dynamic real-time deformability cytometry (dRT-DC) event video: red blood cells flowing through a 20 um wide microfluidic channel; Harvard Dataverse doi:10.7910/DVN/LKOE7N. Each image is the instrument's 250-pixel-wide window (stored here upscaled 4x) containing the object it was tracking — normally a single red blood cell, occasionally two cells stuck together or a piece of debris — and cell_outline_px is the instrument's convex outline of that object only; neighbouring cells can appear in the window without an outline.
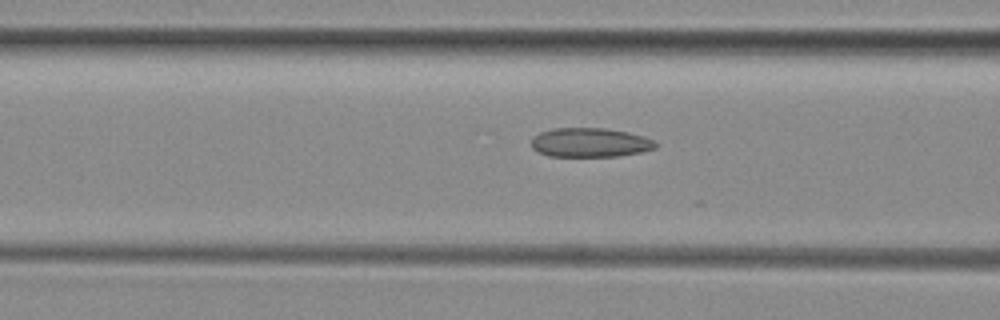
{"species": "common noctule bat (a hibernating species)", "species_latin": "Nyctalus noctula", "temperature_condition": "room temperature", "stored_images_in_passage": 25, "camera_frame_rate_fps": 3000, "um_per_image_px": 0.085, "animal": {"sex": "female", "body_mass_g": 29.2, "forearm_length_mm": 56.3}, "frame": {"image": 1, "passage_image": 14, "time_ms": 4.333, "image_size_px": [1000, 320], "cell_outline_px": [[660, 144], [656, 148], [640, 152], [616, 156], [548, 156], [536, 152], [532, 148], [532, 136], [540, 132], [552, 128], [604, 128], [628, 132], [644, 136]], "centroid_in_image_um": [50.13, 12.11], "position_along_channel_um": 116.5, "area_um2": 21.27}}
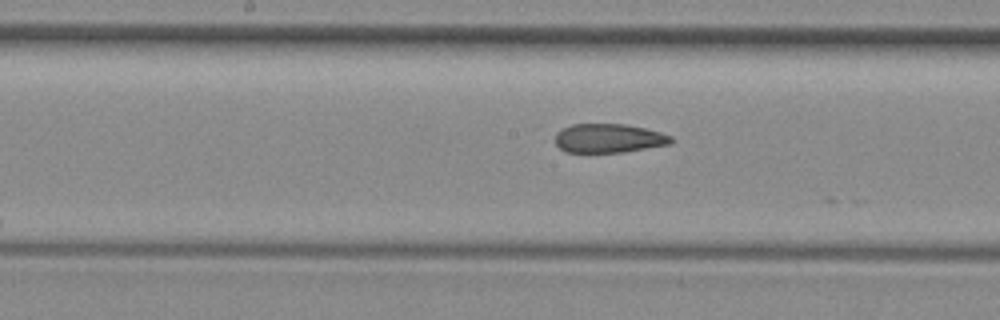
{"frame": {"image": 2, "passage_image": 20, "time_ms": 6.333, "image_size_px": [1000, 320], "cell_outline_px": [[672, 144], [624, 152], [564, 152], [556, 144], [556, 132], [572, 124], [624, 124], [644, 128], [660, 132], [672, 136]], "centroid_in_image_um": [51.75, 11.76], "position_along_channel_um": 196.4, "area_um2": 19.54}}
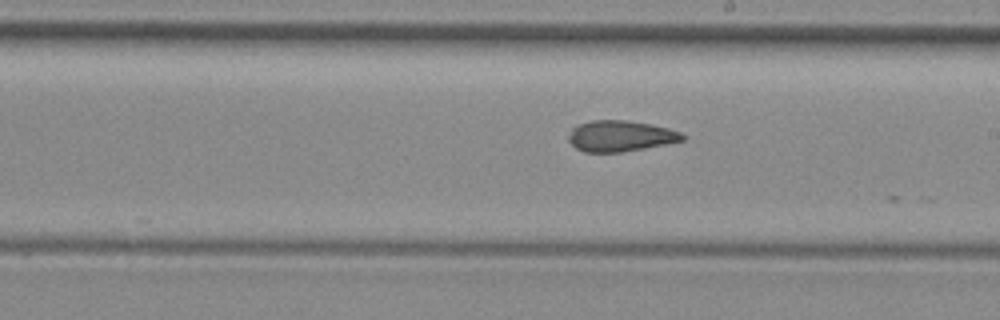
{"frame": {"image": 3, "passage_image": 23, "time_ms": 7.333, "image_size_px": [1000, 320], "cell_outline_px": [[684, 140], [644, 148], [620, 152], [584, 152], [576, 148], [568, 140], [568, 136], [572, 128], [580, 124], [592, 120], [628, 120], [668, 128], [680, 132], [684, 136]], "centroid_in_image_um": [52.7, 11.56], "position_along_channel_um": 236.3, "area_um2": 20.29}}